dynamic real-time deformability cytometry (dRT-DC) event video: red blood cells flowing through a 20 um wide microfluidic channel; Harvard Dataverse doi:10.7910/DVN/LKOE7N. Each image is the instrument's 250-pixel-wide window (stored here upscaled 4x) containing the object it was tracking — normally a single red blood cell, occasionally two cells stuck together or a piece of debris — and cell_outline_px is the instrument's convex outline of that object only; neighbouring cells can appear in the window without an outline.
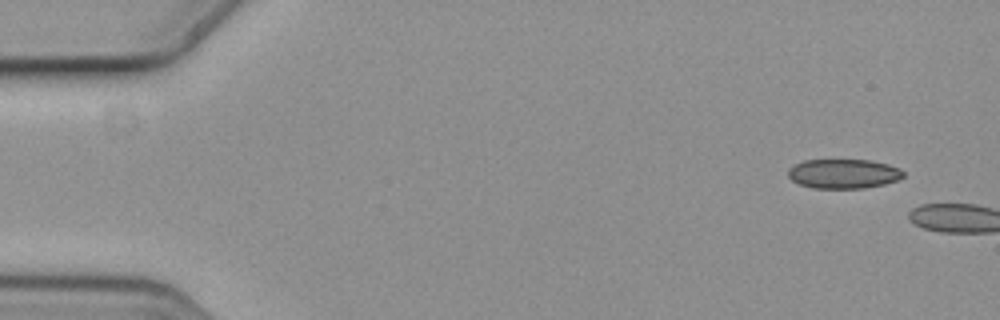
{"species": "common noctule bat (a hibernating species)", "species_latin": "Nyctalus noctula", "temperature_condition": "cold", "stored_images_in_passage": 2, "camera_frame_rate_fps": 3000, "um_per_image_px": 0.085, "animal": {"sex": "female", "body_mass_g": 19.3, "forearm_length_mm": 54.1}, "frame": {"image": 1, "passage_image": 1, "time_ms": 0.0, "image_size_px": [1000, 320], "cell_outline_px": [[904, 176], [896, 180], [884, 184], [864, 188], [812, 188], [800, 184], [792, 180], [788, 176], [788, 168], [804, 160], [872, 160], [888, 164], [900, 168], [904, 172]], "centroid_in_image_um": [71.7, 14.76], "position_along_channel_um": 13.3, "area_um2": 19.77}}